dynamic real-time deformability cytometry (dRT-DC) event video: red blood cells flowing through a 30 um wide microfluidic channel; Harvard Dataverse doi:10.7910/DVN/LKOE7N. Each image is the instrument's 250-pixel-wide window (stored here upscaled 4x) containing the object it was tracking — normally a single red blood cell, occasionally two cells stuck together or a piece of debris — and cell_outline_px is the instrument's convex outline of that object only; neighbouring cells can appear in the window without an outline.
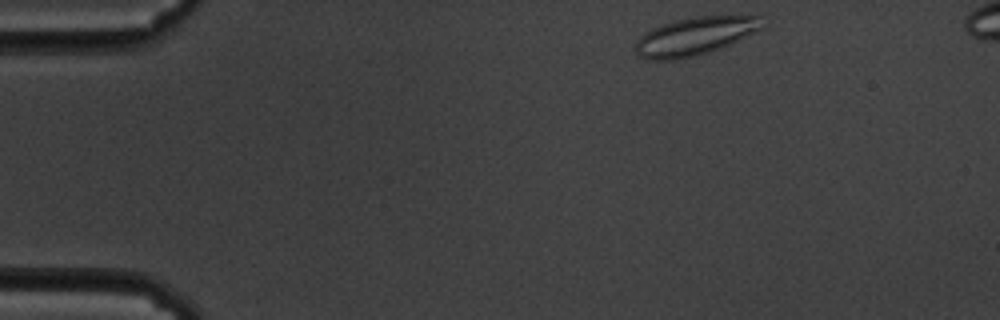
{"species": "common noctule bat (a hibernating species)", "species_latin": "Nyctalus noctula", "temperature_condition": "cold", "stored_images_in_passage": 11, "camera_frame_rate_fps": 3000, "um_per_image_px": 0.085, "animal": {"sex": "male", "body_mass_g": 19.5, "forearm_length_mm": 54.6}, "frame": {"image": 1, "passage_image": 1, "time_ms": 0.0, "image_size_px": [1000, 320], "cell_outline_px": [[764, 28], [720, 48], [696, 56], [676, 60], [648, 60], [640, 56], [632, 48], [636, 40], [644, 32], [652, 28], [676, 20], [696, 16], [760, 16]], "centroid_in_image_um": [59.01, 3.09], "position_along_channel_um": 26.0, "area_um2": 28.09}}